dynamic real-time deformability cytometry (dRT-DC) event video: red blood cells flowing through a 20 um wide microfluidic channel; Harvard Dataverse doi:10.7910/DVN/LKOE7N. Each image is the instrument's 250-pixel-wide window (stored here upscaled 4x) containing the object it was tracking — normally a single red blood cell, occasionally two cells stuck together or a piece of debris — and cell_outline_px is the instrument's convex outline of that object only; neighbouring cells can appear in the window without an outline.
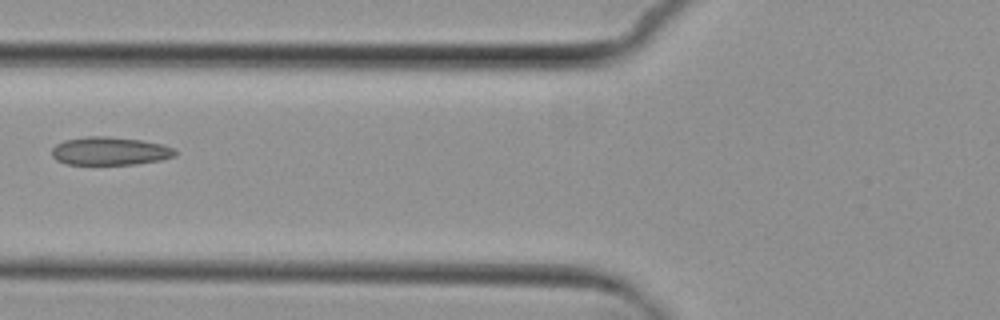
{"species": "common noctule bat (a hibernating species)", "species_latin": "Nyctalus noctula", "temperature_condition": "cold", "stored_images_in_passage": 5, "camera_frame_rate_fps": 3000, "um_per_image_px": 0.085, "animal": {"sex": "female", "body_mass_g": 29.2, "forearm_length_mm": 56.3}, "frame": {"image": 1, "passage_image": 5, "time_ms": 5.333, "image_size_px": [1000, 320], "cell_outline_px": [[176, 156], [160, 160], [136, 164], [68, 164], [56, 160], [52, 156], [52, 148], [56, 144], [64, 140], [84, 136], [104, 136], [140, 140], [164, 144], [176, 148]], "centroid_in_image_um": [9.36, 12.83], "position_along_channel_um": 116.4, "area_um2": 20.35}}